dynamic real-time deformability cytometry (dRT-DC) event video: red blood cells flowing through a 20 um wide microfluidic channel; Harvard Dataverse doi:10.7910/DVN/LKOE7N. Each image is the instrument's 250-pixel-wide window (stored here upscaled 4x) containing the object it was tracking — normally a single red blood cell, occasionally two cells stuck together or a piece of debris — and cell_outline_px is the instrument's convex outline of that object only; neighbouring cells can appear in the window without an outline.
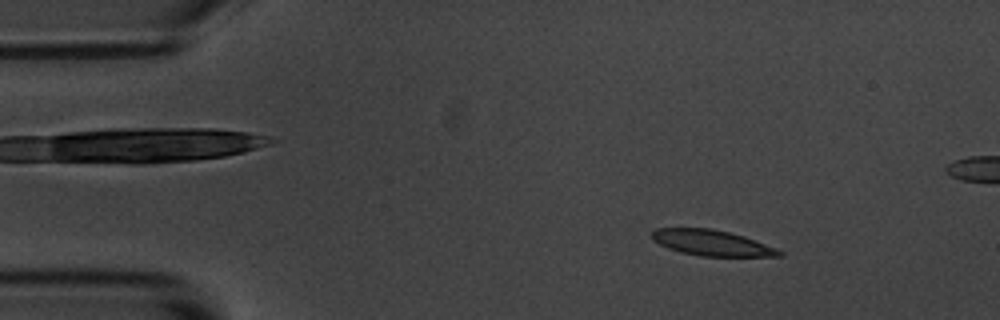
{"species": "common noctule bat (a hibernating species)", "species_latin": "Nyctalus noctula", "temperature_condition": "room temperature", "stored_images_in_passage": 55, "camera_frame_rate_fps": 3000, "um_per_image_px": 0.085, "animal": {"sex": "male", "body_mass_g": 20.1, "forearm_length_mm": 53.5}, "frame": {"image": 1, "passage_image": 7, "time_ms": 2.0, "image_size_px": [1000, 320], "cell_outline_px": [[784, 256], [700, 256], [680, 252], [668, 248], [652, 240], [652, 232], [656, 228], [712, 228], [744, 236], [756, 240], [776, 248], [784, 252]], "centroid_in_image_um": [60.51, 20.64], "position_along_channel_um": 24.5, "area_um2": 19.07}}
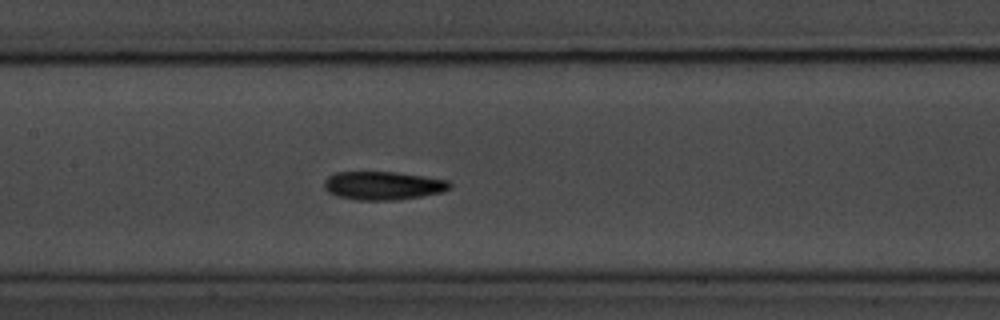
{"frame": {"image": 2, "passage_image": 25, "time_ms": 8.0, "image_size_px": [1000, 320], "cell_outline_px": [[452, 188], [444, 192], [396, 200], [356, 200], [336, 196], [328, 192], [324, 188], [324, 180], [328, 176], [336, 172], [396, 172], [424, 176], [448, 180], [452, 184]], "centroid_in_image_um": [32.57, 15.78], "position_along_channel_um": 174.8, "area_um2": 20.98}}
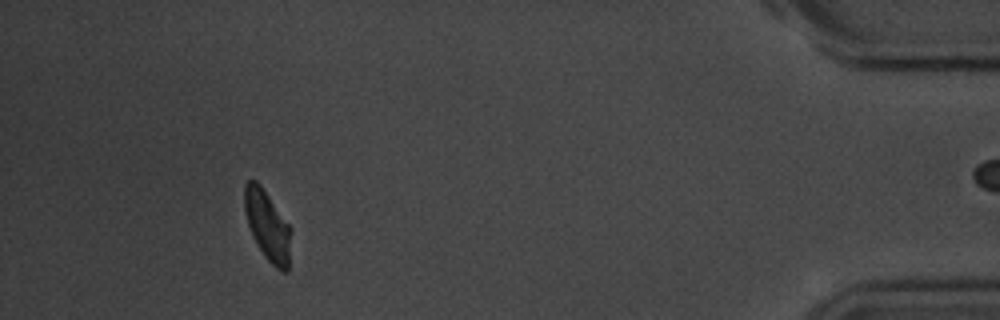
{"frame": {"image": 3, "passage_image": 50, "time_ms": 16.333, "image_size_px": [1000, 320], "cell_outline_px": [[292, 228], [288, 272], [280, 272], [264, 256], [256, 244], [252, 236], [248, 224], [244, 208], [244, 184], [248, 180], [256, 180], [260, 184]], "centroid_in_image_um": [22.75, 19.19], "position_along_channel_um": 412.5, "area_um2": 19.19}, "authors_computed_cell_mechanics": {"area_um2": 19.941, "velocity_mm_per_s": 3.608, "shape_relaxation_time_tau1_ms": 3.9904, "shape_relaxation_time_tau2_ms": 8.8798, "deformation_change_tau1": 0.1425, "deformation_change_tau2": 0.1305}}